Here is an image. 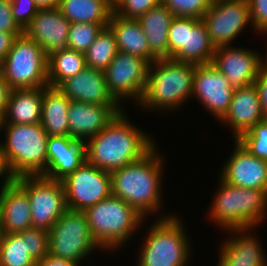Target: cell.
I'll use <instances>...</instances> for the list:
<instances>
[{"label": "cell", "instance_id": "cell-1", "mask_svg": "<svg viewBox=\"0 0 267 266\" xmlns=\"http://www.w3.org/2000/svg\"><path fill=\"white\" fill-rule=\"evenodd\" d=\"M118 113L96 136L84 142L86 162L112 173L142 159L156 145L155 137ZM146 132V133H145Z\"/></svg>", "mask_w": 267, "mask_h": 266}, {"label": "cell", "instance_id": "cell-2", "mask_svg": "<svg viewBox=\"0 0 267 266\" xmlns=\"http://www.w3.org/2000/svg\"><path fill=\"white\" fill-rule=\"evenodd\" d=\"M158 148L157 144L142 159L110 173L111 195L125 201L145 219L163 209L165 159Z\"/></svg>", "mask_w": 267, "mask_h": 266}, {"label": "cell", "instance_id": "cell-3", "mask_svg": "<svg viewBox=\"0 0 267 266\" xmlns=\"http://www.w3.org/2000/svg\"><path fill=\"white\" fill-rule=\"evenodd\" d=\"M195 68V64L171 58L150 63L146 87L136 106L149 112H167V115L168 111L181 109L188 99H192Z\"/></svg>", "mask_w": 267, "mask_h": 266}, {"label": "cell", "instance_id": "cell-4", "mask_svg": "<svg viewBox=\"0 0 267 266\" xmlns=\"http://www.w3.org/2000/svg\"><path fill=\"white\" fill-rule=\"evenodd\" d=\"M208 220L222 232L231 229H256L267 218V193L259 189L232 186L218 176Z\"/></svg>", "mask_w": 267, "mask_h": 266}, {"label": "cell", "instance_id": "cell-5", "mask_svg": "<svg viewBox=\"0 0 267 266\" xmlns=\"http://www.w3.org/2000/svg\"><path fill=\"white\" fill-rule=\"evenodd\" d=\"M169 215V216H168ZM162 214L147 229L137 266H188L192 244L180 214Z\"/></svg>", "mask_w": 267, "mask_h": 266}, {"label": "cell", "instance_id": "cell-6", "mask_svg": "<svg viewBox=\"0 0 267 266\" xmlns=\"http://www.w3.org/2000/svg\"><path fill=\"white\" fill-rule=\"evenodd\" d=\"M1 132L5 137L4 141L1 138L0 147L14 179L46 172L48 135L41 123H0Z\"/></svg>", "mask_w": 267, "mask_h": 266}, {"label": "cell", "instance_id": "cell-7", "mask_svg": "<svg viewBox=\"0 0 267 266\" xmlns=\"http://www.w3.org/2000/svg\"><path fill=\"white\" fill-rule=\"evenodd\" d=\"M83 213L89 224L92 238L102 251H118L119 247L131 240L145 219L129 204L113 195Z\"/></svg>", "mask_w": 267, "mask_h": 266}, {"label": "cell", "instance_id": "cell-8", "mask_svg": "<svg viewBox=\"0 0 267 266\" xmlns=\"http://www.w3.org/2000/svg\"><path fill=\"white\" fill-rule=\"evenodd\" d=\"M47 62L40 45L22 33L3 59L0 72L12 90L46 87Z\"/></svg>", "mask_w": 267, "mask_h": 266}, {"label": "cell", "instance_id": "cell-9", "mask_svg": "<svg viewBox=\"0 0 267 266\" xmlns=\"http://www.w3.org/2000/svg\"><path fill=\"white\" fill-rule=\"evenodd\" d=\"M96 249L101 248L92 238L86 216L81 211L68 209L49 231L48 254L78 266Z\"/></svg>", "mask_w": 267, "mask_h": 266}, {"label": "cell", "instance_id": "cell-10", "mask_svg": "<svg viewBox=\"0 0 267 266\" xmlns=\"http://www.w3.org/2000/svg\"><path fill=\"white\" fill-rule=\"evenodd\" d=\"M14 181L27 193L31 206L32 228L50 231L68 210L62 181L42 175L21 176Z\"/></svg>", "mask_w": 267, "mask_h": 266}, {"label": "cell", "instance_id": "cell-11", "mask_svg": "<svg viewBox=\"0 0 267 266\" xmlns=\"http://www.w3.org/2000/svg\"><path fill=\"white\" fill-rule=\"evenodd\" d=\"M150 62L144 58L118 51L105 69V79L111 95L121 104L141 100L149 73Z\"/></svg>", "mask_w": 267, "mask_h": 266}, {"label": "cell", "instance_id": "cell-12", "mask_svg": "<svg viewBox=\"0 0 267 266\" xmlns=\"http://www.w3.org/2000/svg\"><path fill=\"white\" fill-rule=\"evenodd\" d=\"M201 20L215 48L232 45L251 25L248 0H213Z\"/></svg>", "mask_w": 267, "mask_h": 266}, {"label": "cell", "instance_id": "cell-13", "mask_svg": "<svg viewBox=\"0 0 267 266\" xmlns=\"http://www.w3.org/2000/svg\"><path fill=\"white\" fill-rule=\"evenodd\" d=\"M69 210L85 211L111 195V175L85 162L62 180Z\"/></svg>", "mask_w": 267, "mask_h": 266}, {"label": "cell", "instance_id": "cell-14", "mask_svg": "<svg viewBox=\"0 0 267 266\" xmlns=\"http://www.w3.org/2000/svg\"><path fill=\"white\" fill-rule=\"evenodd\" d=\"M265 55L248 47L220 46L215 49L211 64L228 80L233 89L255 84Z\"/></svg>", "mask_w": 267, "mask_h": 266}, {"label": "cell", "instance_id": "cell-15", "mask_svg": "<svg viewBox=\"0 0 267 266\" xmlns=\"http://www.w3.org/2000/svg\"><path fill=\"white\" fill-rule=\"evenodd\" d=\"M233 93L226 77L211 63L196 65L192 97H196L217 121L227 113Z\"/></svg>", "mask_w": 267, "mask_h": 266}, {"label": "cell", "instance_id": "cell-16", "mask_svg": "<svg viewBox=\"0 0 267 266\" xmlns=\"http://www.w3.org/2000/svg\"><path fill=\"white\" fill-rule=\"evenodd\" d=\"M234 146L218 176L229 185L267 193V161L252 155L237 140Z\"/></svg>", "mask_w": 267, "mask_h": 266}, {"label": "cell", "instance_id": "cell-17", "mask_svg": "<svg viewBox=\"0 0 267 266\" xmlns=\"http://www.w3.org/2000/svg\"><path fill=\"white\" fill-rule=\"evenodd\" d=\"M252 231L255 230H226L230 238L220 245L216 266H267L266 251L262 249L258 235Z\"/></svg>", "mask_w": 267, "mask_h": 266}, {"label": "cell", "instance_id": "cell-18", "mask_svg": "<svg viewBox=\"0 0 267 266\" xmlns=\"http://www.w3.org/2000/svg\"><path fill=\"white\" fill-rule=\"evenodd\" d=\"M71 23L59 11L53 9H39L23 33L37 42L46 56L67 48V37Z\"/></svg>", "mask_w": 267, "mask_h": 266}, {"label": "cell", "instance_id": "cell-19", "mask_svg": "<svg viewBox=\"0 0 267 266\" xmlns=\"http://www.w3.org/2000/svg\"><path fill=\"white\" fill-rule=\"evenodd\" d=\"M123 108V105L71 101L68 110L69 136L85 142L103 130L118 113L125 110Z\"/></svg>", "mask_w": 267, "mask_h": 266}, {"label": "cell", "instance_id": "cell-20", "mask_svg": "<svg viewBox=\"0 0 267 266\" xmlns=\"http://www.w3.org/2000/svg\"><path fill=\"white\" fill-rule=\"evenodd\" d=\"M258 90L255 84L234 89L229 109L219 121L230 127L234 140L249 131L258 122L265 120Z\"/></svg>", "mask_w": 267, "mask_h": 266}, {"label": "cell", "instance_id": "cell-21", "mask_svg": "<svg viewBox=\"0 0 267 266\" xmlns=\"http://www.w3.org/2000/svg\"><path fill=\"white\" fill-rule=\"evenodd\" d=\"M86 162L85 144L70 136H48L47 168L42 175L62 181Z\"/></svg>", "mask_w": 267, "mask_h": 266}, {"label": "cell", "instance_id": "cell-22", "mask_svg": "<svg viewBox=\"0 0 267 266\" xmlns=\"http://www.w3.org/2000/svg\"><path fill=\"white\" fill-rule=\"evenodd\" d=\"M58 88L71 100L98 105H121L109 92L104 71L85 67Z\"/></svg>", "mask_w": 267, "mask_h": 266}, {"label": "cell", "instance_id": "cell-23", "mask_svg": "<svg viewBox=\"0 0 267 266\" xmlns=\"http://www.w3.org/2000/svg\"><path fill=\"white\" fill-rule=\"evenodd\" d=\"M31 206L27 193L15 182L0 189V232L19 233L31 225Z\"/></svg>", "mask_w": 267, "mask_h": 266}, {"label": "cell", "instance_id": "cell-24", "mask_svg": "<svg viewBox=\"0 0 267 266\" xmlns=\"http://www.w3.org/2000/svg\"><path fill=\"white\" fill-rule=\"evenodd\" d=\"M215 49L204 22L201 19L186 17L185 46L171 59L195 65L209 64Z\"/></svg>", "mask_w": 267, "mask_h": 266}, {"label": "cell", "instance_id": "cell-25", "mask_svg": "<svg viewBox=\"0 0 267 266\" xmlns=\"http://www.w3.org/2000/svg\"><path fill=\"white\" fill-rule=\"evenodd\" d=\"M108 27L115 35L118 51L144 58L150 63L157 60L149 50L146 35L137 19L112 13Z\"/></svg>", "mask_w": 267, "mask_h": 266}, {"label": "cell", "instance_id": "cell-26", "mask_svg": "<svg viewBox=\"0 0 267 266\" xmlns=\"http://www.w3.org/2000/svg\"><path fill=\"white\" fill-rule=\"evenodd\" d=\"M44 87L11 90L8 106L0 123H41Z\"/></svg>", "mask_w": 267, "mask_h": 266}, {"label": "cell", "instance_id": "cell-27", "mask_svg": "<svg viewBox=\"0 0 267 266\" xmlns=\"http://www.w3.org/2000/svg\"><path fill=\"white\" fill-rule=\"evenodd\" d=\"M173 18L172 12L160 3L137 19L146 35L149 50L157 59L168 58V35Z\"/></svg>", "mask_w": 267, "mask_h": 266}, {"label": "cell", "instance_id": "cell-28", "mask_svg": "<svg viewBox=\"0 0 267 266\" xmlns=\"http://www.w3.org/2000/svg\"><path fill=\"white\" fill-rule=\"evenodd\" d=\"M70 102L71 100L58 87H44L41 125L48 136H69Z\"/></svg>", "mask_w": 267, "mask_h": 266}, {"label": "cell", "instance_id": "cell-29", "mask_svg": "<svg viewBox=\"0 0 267 266\" xmlns=\"http://www.w3.org/2000/svg\"><path fill=\"white\" fill-rule=\"evenodd\" d=\"M58 9L70 23L108 24L113 13L107 0H59Z\"/></svg>", "mask_w": 267, "mask_h": 266}, {"label": "cell", "instance_id": "cell-30", "mask_svg": "<svg viewBox=\"0 0 267 266\" xmlns=\"http://www.w3.org/2000/svg\"><path fill=\"white\" fill-rule=\"evenodd\" d=\"M47 63L48 86L52 87H58L87 67L85 55L68 48L49 55Z\"/></svg>", "mask_w": 267, "mask_h": 266}, {"label": "cell", "instance_id": "cell-31", "mask_svg": "<svg viewBox=\"0 0 267 266\" xmlns=\"http://www.w3.org/2000/svg\"><path fill=\"white\" fill-rule=\"evenodd\" d=\"M117 52L115 35L109 27H105L84 53L86 66L105 71Z\"/></svg>", "mask_w": 267, "mask_h": 266}, {"label": "cell", "instance_id": "cell-32", "mask_svg": "<svg viewBox=\"0 0 267 266\" xmlns=\"http://www.w3.org/2000/svg\"><path fill=\"white\" fill-rule=\"evenodd\" d=\"M36 261L27 252L26 241L19 233L1 234L0 266H35Z\"/></svg>", "mask_w": 267, "mask_h": 266}, {"label": "cell", "instance_id": "cell-33", "mask_svg": "<svg viewBox=\"0 0 267 266\" xmlns=\"http://www.w3.org/2000/svg\"><path fill=\"white\" fill-rule=\"evenodd\" d=\"M105 27H108V24L71 23L67 48L84 54Z\"/></svg>", "mask_w": 267, "mask_h": 266}, {"label": "cell", "instance_id": "cell-34", "mask_svg": "<svg viewBox=\"0 0 267 266\" xmlns=\"http://www.w3.org/2000/svg\"><path fill=\"white\" fill-rule=\"evenodd\" d=\"M237 141L255 157L267 161V119L258 122Z\"/></svg>", "mask_w": 267, "mask_h": 266}, {"label": "cell", "instance_id": "cell-35", "mask_svg": "<svg viewBox=\"0 0 267 266\" xmlns=\"http://www.w3.org/2000/svg\"><path fill=\"white\" fill-rule=\"evenodd\" d=\"M213 0H161L176 17H193L201 19L211 6Z\"/></svg>", "mask_w": 267, "mask_h": 266}, {"label": "cell", "instance_id": "cell-36", "mask_svg": "<svg viewBox=\"0 0 267 266\" xmlns=\"http://www.w3.org/2000/svg\"><path fill=\"white\" fill-rule=\"evenodd\" d=\"M26 241L27 252L35 260H41L48 255L49 232L43 229L28 228L19 232Z\"/></svg>", "mask_w": 267, "mask_h": 266}, {"label": "cell", "instance_id": "cell-37", "mask_svg": "<svg viewBox=\"0 0 267 266\" xmlns=\"http://www.w3.org/2000/svg\"><path fill=\"white\" fill-rule=\"evenodd\" d=\"M160 3L161 0H120L113 13L127 19H138Z\"/></svg>", "mask_w": 267, "mask_h": 266}, {"label": "cell", "instance_id": "cell-38", "mask_svg": "<svg viewBox=\"0 0 267 266\" xmlns=\"http://www.w3.org/2000/svg\"><path fill=\"white\" fill-rule=\"evenodd\" d=\"M186 17H176L171 21L168 35V58H172L185 46Z\"/></svg>", "mask_w": 267, "mask_h": 266}, {"label": "cell", "instance_id": "cell-39", "mask_svg": "<svg viewBox=\"0 0 267 266\" xmlns=\"http://www.w3.org/2000/svg\"><path fill=\"white\" fill-rule=\"evenodd\" d=\"M12 16L16 23L24 30L32 18L37 14L39 8L35 0H10Z\"/></svg>", "mask_w": 267, "mask_h": 266}, {"label": "cell", "instance_id": "cell-40", "mask_svg": "<svg viewBox=\"0 0 267 266\" xmlns=\"http://www.w3.org/2000/svg\"><path fill=\"white\" fill-rule=\"evenodd\" d=\"M253 32L265 36L267 32V0H248Z\"/></svg>", "mask_w": 267, "mask_h": 266}, {"label": "cell", "instance_id": "cell-41", "mask_svg": "<svg viewBox=\"0 0 267 266\" xmlns=\"http://www.w3.org/2000/svg\"><path fill=\"white\" fill-rule=\"evenodd\" d=\"M0 31L23 32V29L16 23L12 16L10 0H0Z\"/></svg>", "mask_w": 267, "mask_h": 266}, {"label": "cell", "instance_id": "cell-42", "mask_svg": "<svg viewBox=\"0 0 267 266\" xmlns=\"http://www.w3.org/2000/svg\"><path fill=\"white\" fill-rule=\"evenodd\" d=\"M255 85L258 90L263 114L267 119V63L266 62L260 68L258 77L255 81Z\"/></svg>", "mask_w": 267, "mask_h": 266}, {"label": "cell", "instance_id": "cell-43", "mask_svg": "<svg viewBox=\"0 0 267 266\" xmlns=\"http://www.w3.org/2000/svg\"><path fill=\"white\" fill-rule=\"evenodd\" d=\"M23 32H2L0 31V67L3 59L7 56L16 38Z\"/></svg>", "mask_w": 267, "mask_h": 266}, {"label": "cell", "instance_id": "cell-44", "mask_svg": "<svg viewBox=\"0 0 267 266\" xmlns=\"http://www.w3.org/2000/svg\"><path fill=\"white\" fill-rule=\"evenodd\" d=\"M11 90L8 83L4 80L3 74L0 72V120L6 113Z\"/></svg>", "mask_w": 267, "mask_h": 266}, {"label": "cell", "instance_id": "cell-45", "mask_svg": "<svg viewBox=\"0 0 267 266\" xmlns=\"http://www.w3.org/2000/svg\"><path fill=\"white\" fill-rule=\"evenodd\" d=\"M35 266H78L76 263L67 259L58 258L50 254L36 261Z\"/></svg>", "mask_w": 267, "mask_h": 266}, {"label": "cell", "instance_id": "cell-46", "mask_svg": "<svg viewBox=\"0 0 267 266\" xmlns=\"http://www.w3.org/2000/svg\"><path fill=\"white\" fill-rule=\"evenodd\" d=\"M0 177H2L1 180L3 181L1 183L2 185L0 186L1 187L0 189H2L3 187L9 185L12 181H14V177L9 171V168L6 164L4 153L1 147H0Z\"/></svg>", "mask_w": 267, "mask_h": 266}, {"label": "cell", "instance_id": "cell-47", "mask_svg": "<svg viewBox=\"0 0 267 266\" xmlns=\"http://www.w3.org/2000/svg\"><path fill=\"white\" fill-rule=\"evenodd\" d=\"M39 9H53L58 7L59 0H35Z\"/></svg>", "mask_w": 267, "mask_h": 266}, {"label": "cell", "instance_id": "cell-48", "mask_svg": "<svg viewBox=\"0 0 267 266\" xmlns=\"http://www.w3.org/2000/svg\"><path fill=\"white\" fill-rule=\"evenodd\" d=\"M107 1L113 8L120 2V0H107Z\"/></svg>", "mask_w": 267, "mask_h": 266}, {"label": "cell", "instance_id": "cell-49", "mask_svg": "<svg viewBox=\"0 0 267 266\" xmlns=\"http://www.w3.org/2000/svg\"><path fill=\"white\" fill-rule=\"evenodd\" d=\"M267 36V32L265 33ZM267 41V40H266ZM267 44V43H266ZM267 52V51H266ZM265 62L267 63V53H265Z\"/></svg>", "mask_w": 267, "mask_h": 266}]
</instances>
